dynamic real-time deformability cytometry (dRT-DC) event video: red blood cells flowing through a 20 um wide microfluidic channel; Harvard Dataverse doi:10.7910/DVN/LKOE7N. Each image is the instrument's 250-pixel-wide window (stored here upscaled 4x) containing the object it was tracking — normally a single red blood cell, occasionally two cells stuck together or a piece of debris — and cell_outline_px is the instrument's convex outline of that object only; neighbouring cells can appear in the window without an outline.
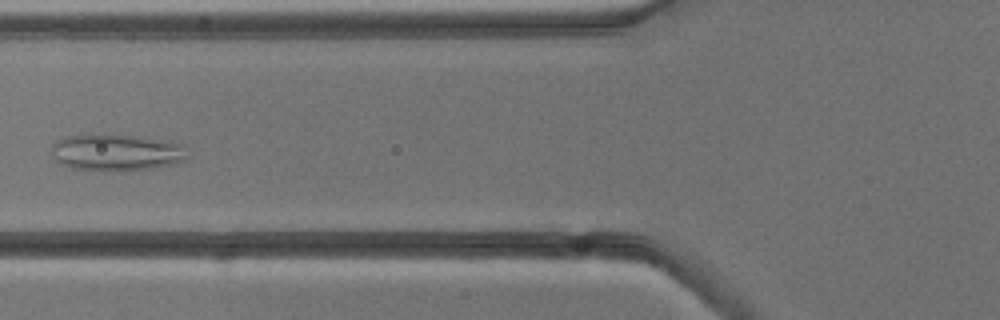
{"species": "common noctule bat (a hibernating species)", "species_latin": "Nyctalus noctula", "temperature_condition": "cold", "stored_images_in_passage": 6, "camera_frame_rate_fps": 3000, "um_per_image_px": 0.085, "animal": {"sex": "male", "body_mass_g": 13.3}, "frame": {"image": 1, "passage_image": 5, "time_ms": 4.667, "image_size_px": [1000, 320], "cell_outline_px": [[188, 156], [184, 160], [176, 164], [152, 168], [72, 168], [60, 164], [56, 160], [52, 148], [52, 144], [56, 140], [64, 136], [132, 136], [176, 144]], "centroid_in_image_um": [9.82, 12.95], "position_along_channel_um": 116.0, "area_um2": 26.93}}